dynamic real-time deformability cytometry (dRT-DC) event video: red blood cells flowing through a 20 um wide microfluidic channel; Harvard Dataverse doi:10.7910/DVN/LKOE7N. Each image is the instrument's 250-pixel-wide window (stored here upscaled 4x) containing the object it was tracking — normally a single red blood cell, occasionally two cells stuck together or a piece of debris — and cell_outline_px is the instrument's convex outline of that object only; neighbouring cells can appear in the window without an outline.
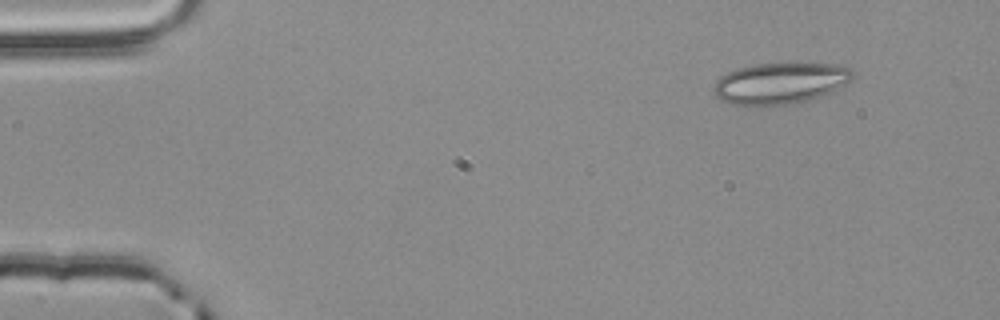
{"species": "common noctule bat (a hibernating species)", "species_latin": "Nyctalus noctula", "temperature_condition": "room temperature", "stored_images_in_passage": 2, "segment_of_instrument_passage": [2, 2], "camera_frame_rate_fps": 3000, "um_per_image_px": 0.085, "animal": {"sex": "male", "body_mass_g": 20.4}, "frame": {"image": 1, "passage_image": 2, "time_ms": 0.333, "image_size_px": [1000, 320], "cell_outline_px": [[856, 76], [852, 80], [832, 92], [808, 100], [792, 104], [768, 108], [732, 104], [716, 96], [712, 88], [716, 80], [720, 76], [728, 72], [740, 68], [756, 64], [840, 64], [852, 68], [856, 72]], "centroid_in_image_um": [66.36, 7.1], "position_along_channel_um": 18.6, "area_um2": 34.04}}